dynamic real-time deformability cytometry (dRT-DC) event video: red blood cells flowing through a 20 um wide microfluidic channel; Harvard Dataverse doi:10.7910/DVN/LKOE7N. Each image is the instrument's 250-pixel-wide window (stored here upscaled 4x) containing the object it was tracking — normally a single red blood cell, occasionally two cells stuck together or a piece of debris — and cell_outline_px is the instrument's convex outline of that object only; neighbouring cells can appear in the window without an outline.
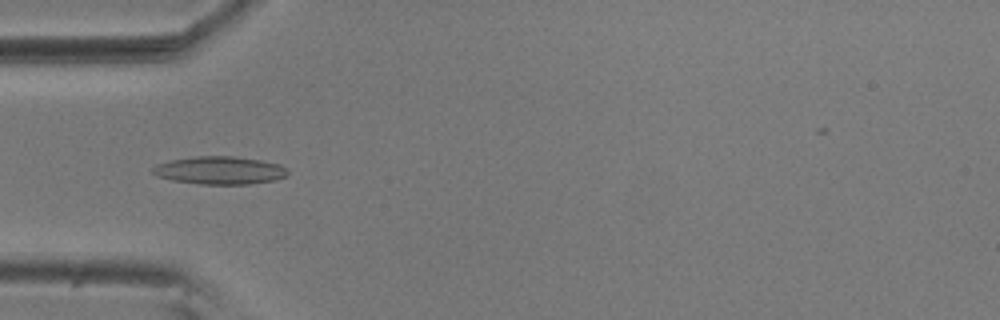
{"species": "common noctule bat (a hibernating species)", "species_latin": "Nyctalus noctula", "temperature_condition": "room temperature", "stored_images_in_passage": 55, "camera_frame_rate_fps": 3000, "um_per_image_px": 0.085, "animal": {"sex": "male", "body_mass_g": 20.5, "forearm_length_mm": 52.5}, "frame": {"image": 1, "passage_image": 18, "time_ms": 5.667, "image_size_px": [1000, 320], "cell_outline_px": [[288, 176], [276, 180], [248, 184], [200, 184], [172, 180], [156, 176], [152, 172], [152, 168], [156, 164], [172, 160], [196, 156], [232, 156], [260, 160], [280, 164], [288, 168]], "centroid_in_image_um": [18.71, 14.48], "position_along_channel_um": 66.3, "area_um2": 22.02}}
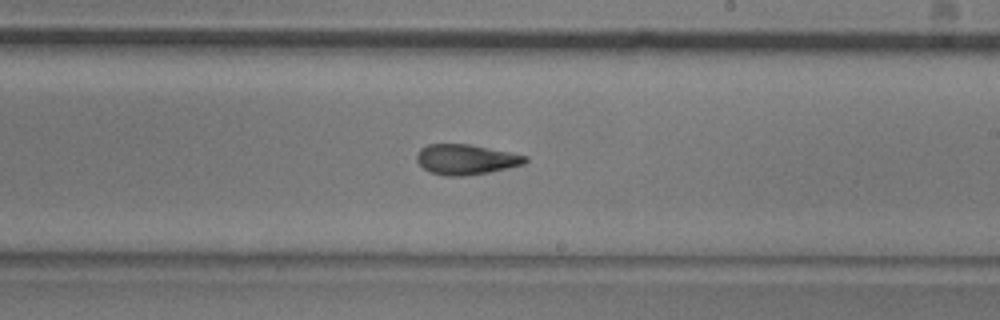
{"frame": {"image": 2, "passage_image": 33, "time_ms": 10.667, "image_size_px": [1000, 320], "cell_outline_px": [[528, 160], [524, 164], [488, 172], [464, 176], [444, 176], [432, 172], [424, 168], [416, 160], [416, 156], [420, 148], [428, 144], [468, 144], [528, 156]], "centroid_in_image_um": [39.58, 13.55], "position_along_channel_um": 249.4, "area_um2": 18.9}}
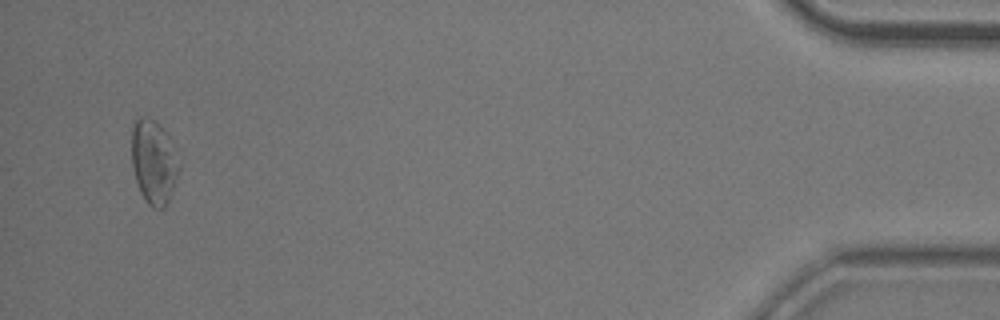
{"frame": {"image": 3, "passage_image": 54, "time_ms": 17.667, "image_size_px": [1000, 320], "cell_outline_px": [[180, 168], [168, 200], [164, 208], [152, 208], [148, 204], [140, 192], [132, 168], [132, 120], [140, 116], [148, 116], [168, 136], [180, 160]], "centroid_in_image_um": [13.05, 13.75], "position_along_channel_um": 422.2, "area_um2": 23.12}}